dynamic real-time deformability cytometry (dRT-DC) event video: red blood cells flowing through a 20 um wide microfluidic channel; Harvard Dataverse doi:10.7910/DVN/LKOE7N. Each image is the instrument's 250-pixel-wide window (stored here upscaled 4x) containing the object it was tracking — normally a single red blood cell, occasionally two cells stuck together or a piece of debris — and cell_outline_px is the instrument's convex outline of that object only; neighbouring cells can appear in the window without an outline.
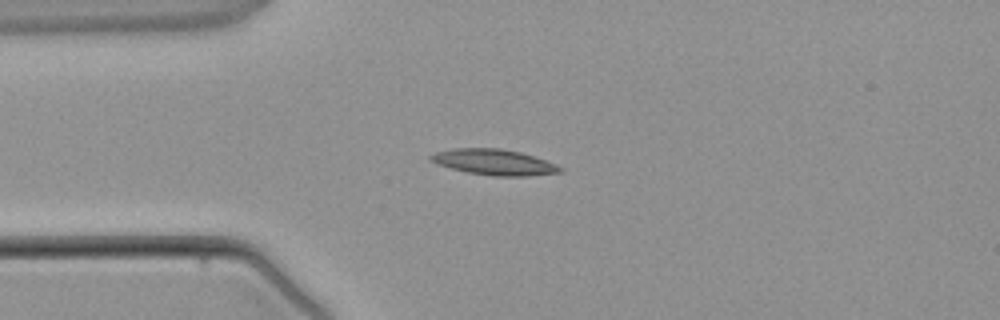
{"species": "common noctule bat (a hibernating species)", "species_latin": "Nyctalus noctula", "temperature_condition": "warm", "stored_images_in_passage": 3, "camera_frame_rate_fps": 3000, "um_per_image_px": 0.085, "animal": {"sex": "male", "body_mass_g": 21.5, "forearm_length_mm": 52.0}, "frame": {"image": 1, "passage_image": 2, "time_ms": 2.333, "image_size_px": [1000, 320], "cell_outline_px": [[564, 172], [524, 176], [492, 176], [468, 172], [436, 164], [428, 160], [428, 156], [436, 152], [452, 148], [500, 148], [520, 152], [556, 164], [564, 168]], "centroid_in_image_um": [41.98, 13.78], "position_along_channel_um": 43.0, "area_um2": 19.42}}
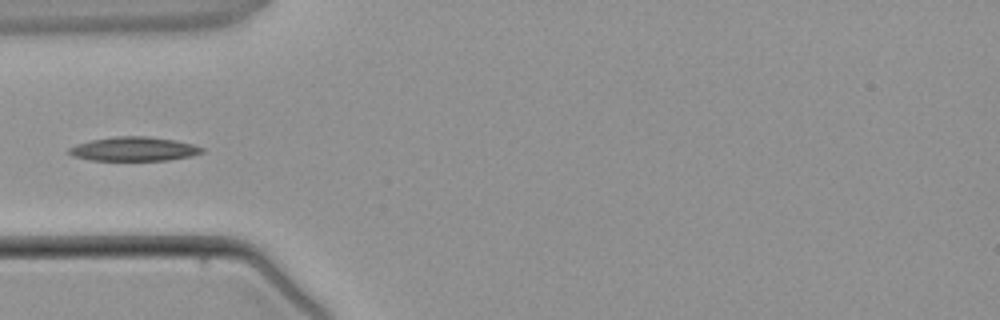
{"frame": {"image": 2, "passage_image": 3, "time_ms": 3.333, "image_size_px": [1000, 320], "cell_outline_px": [[204, 152], [192, 156], [168, 160], [88, 160], [72, 156], [64, 152], [68, 148], [76, 144], [92, 140], [116, 136], [148, 136], [176, 140], [192, 144], [204, 148]], "centroid_in_image_um": [11.35, 12.66], "position_along_channel_um": 73.6, "area_um2": 18.84}}